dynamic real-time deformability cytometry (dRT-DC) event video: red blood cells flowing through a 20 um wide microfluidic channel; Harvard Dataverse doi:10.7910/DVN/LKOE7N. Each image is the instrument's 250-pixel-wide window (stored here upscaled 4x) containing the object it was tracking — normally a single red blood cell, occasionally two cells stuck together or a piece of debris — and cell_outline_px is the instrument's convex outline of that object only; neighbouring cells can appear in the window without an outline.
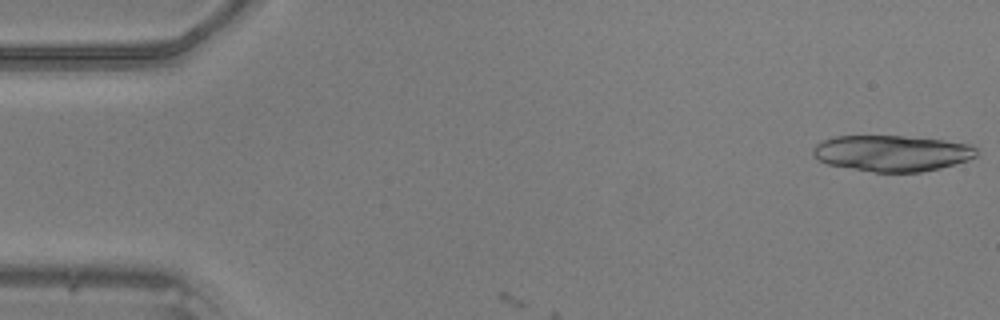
{"species": "common noctule bat (a hibernating species)", "species_latin": "Nyctalus noctula", "temperature_condition": "warm", "stored_images_in_passage": 6, "camera_frame_rate_fps": 3000, "um_per_image_px": 0.085, "animal": {"sex": "male", "body_mass_g": 20.5, "forearm_length_mm": 52.5}, "frame": {"image": 1, "passage_image": 1, "time_ms": 0.0, "image_size_px": [1000, 320], "cell_outline_px": [[976, 156], [968, 160], [940, 168], [920, 172], [876, 172], [828, 164], [820, 160], [812, 152], [812, 148], [816, 144], [824, 140], [836, 136], [900, 136], [944, 140], [972, 144], [976, 148]], "centroid_in_image_um": [75.85, 13.02], "position_along_channel_um": 9.2, "area_um2": 34.1}}